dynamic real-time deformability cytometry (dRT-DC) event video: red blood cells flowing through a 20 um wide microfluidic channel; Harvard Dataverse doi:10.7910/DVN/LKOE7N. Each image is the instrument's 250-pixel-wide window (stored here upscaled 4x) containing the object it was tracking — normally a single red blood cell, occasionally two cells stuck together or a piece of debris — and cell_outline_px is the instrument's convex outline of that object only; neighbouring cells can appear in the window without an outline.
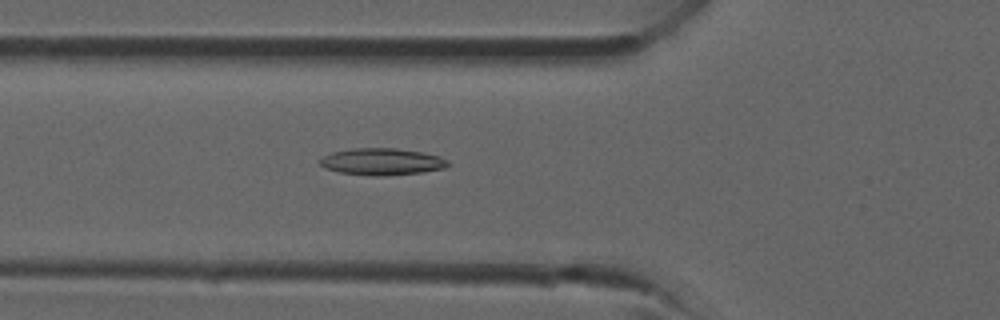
{"species": "common noctule bat (a hibernating species)", "species_latin": "Nyctalus noctula", "temperature_condition": "room temperature", "stored_images_in_passage": 39, "camera_frame_rate_fps": 3000, "um_per_image_px": 0.085, "animal": {"sex": "male", "forearm_length_mm": 52.5}, "frame": {"image": 1, "passage_image": 14, "time_ms": 4.333, "image_size_px": [1000, 320], "cell_outline_px": [[448, 164], [444, 168], [424, 172], [380, 176], [372, 176], [340, 172], [324, 168], [320, 164], [320, 160], [324, 156], [332, 152], [352, 148], [396, 148], [424, 152], [440, 156], [448, 160]], "centroid_in_image_um": [32.48, 13.74], "position_along_channel_um": 93.3, "area_um2": 20.06}}
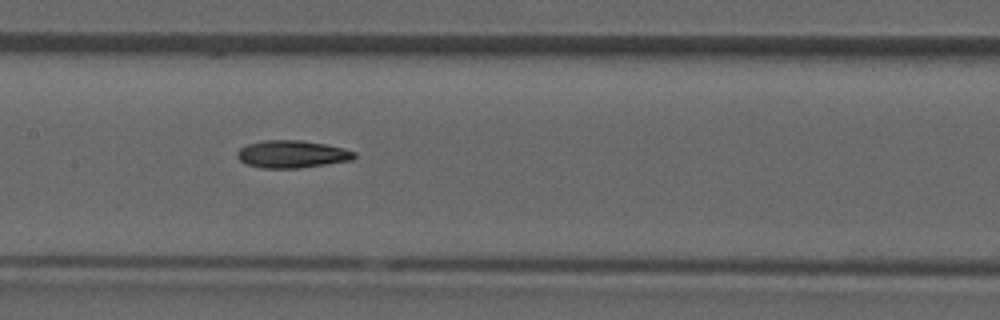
{"frame": {"image": 2, "passage_image": 19, "time_ms": 6.0, "image_size_px": [1000, 320], "cell_outline_px": [[356, 156], [352, 160], [300, 168], [260, 168], [244, 164], [236, 156], [236, 152], [240, 148], [248, 144], [264, 140], [300, 140], [324, 144], [344, 148], [356, 152]], "centroid_in_image_um": [24.79, 13.11], "position_along_channel_um": 182.6, "area_um2": 18.84}}
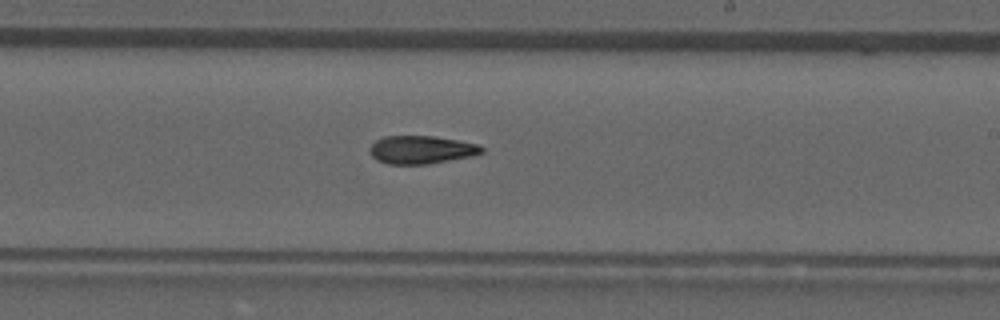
{"frame": {"image": 3, "passage_image": 23, "time_ms": 7.333, "image_size_px": [1000, 320], "cell_outline_px": [[484, 152], [472, 156], [428, 164], [388, 164], [376, 160], [368, 152], [368, 148], [376, 140], [384, 136], [432, 136], [456, 140], [476, 144], [484, 148]], "centroid_in_image_um": [35.77, 12.73], "position_along_channel_um": 253.2, "area_um2": 18.32}}